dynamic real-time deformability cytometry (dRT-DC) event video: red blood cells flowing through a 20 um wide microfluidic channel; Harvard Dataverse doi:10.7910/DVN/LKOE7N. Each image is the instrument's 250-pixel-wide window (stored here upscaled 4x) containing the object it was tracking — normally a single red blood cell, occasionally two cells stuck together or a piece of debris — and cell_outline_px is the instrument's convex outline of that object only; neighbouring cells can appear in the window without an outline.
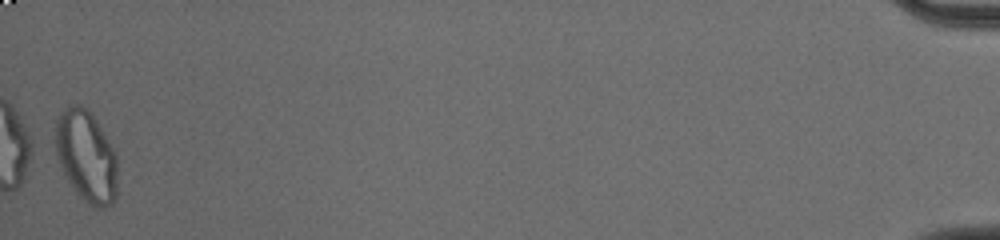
{"species": "common noctule bat (a hibernating species)", "species_latin": "Nyctalus noctula", "temperature_condition": "cold", "stored_images_in_passage": 53, "camera_frame_rate_fps": 3000, "um_per_image_px": 0.085, "animal": {"sex": "male", "body_mass_g": 20.0, "forearm_length_mm": 53.3}, "frame": {"image": 1, "passage_image": 53, "time_ms": 17.333, "image_size_px": [1000, 240], "cell_outline_px": [[116, 200], [112, 204], [104, 208], [92, 208], [76, 192], [68, 180], [60, 164], [56, 152], [56, 120], [60, 112], [72, 104], [80, 104], [96, 120], [116, 152]], "centroid_in_image_um": [7.35, 13.31], "position_along_channel_um": 427.9, "area_um2": 32.83}, "authors_computed_cell_mechanics": {"area_um2": 22.7154, "velocity_mm_per_s": 3.694, "shape_relaxation_time_tau1_ms": null, "shape_relaxation_time_tau2_ms": 1.4214, "deformation_change_tau1": null, "deformation_change_tau2": 0.0739}}